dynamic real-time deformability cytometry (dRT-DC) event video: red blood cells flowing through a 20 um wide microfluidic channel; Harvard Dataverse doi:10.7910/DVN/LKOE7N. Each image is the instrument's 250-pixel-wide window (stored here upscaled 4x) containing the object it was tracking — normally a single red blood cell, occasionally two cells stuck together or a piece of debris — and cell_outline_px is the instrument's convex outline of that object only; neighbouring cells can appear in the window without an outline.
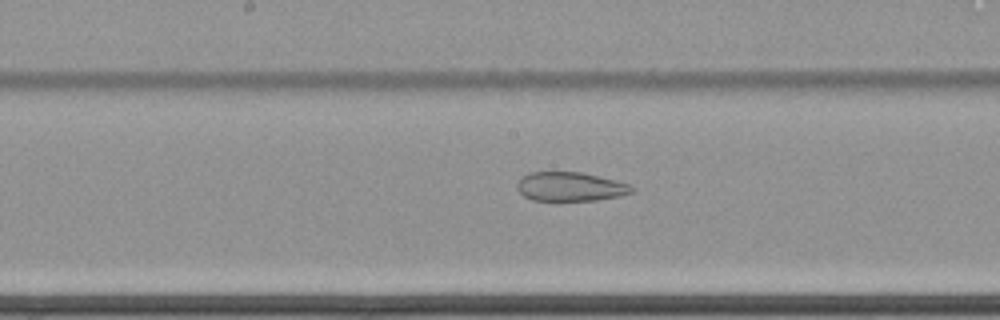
{"species": "common noctule bat (a hibernating species)", "species_latin": "Nyctalus noctula", "temperature_condition": "cold", "stored_images_in_passage": 63, "camera_frame_rate_fps": 3000, "um_per_image_px": 0.085, "animal": {"sex": "female", "body_mass_g": 22.7, "forearm_length_mm": 54.2}, "frame": {"image": 1, "passage_image": 35, "time_ms": 11.333, "image_size_px": [1000, 320], "cell_outline_px": [[636, 188], [632, 192], [620, 196], [596, 200], [532, 200], [524, 196], [516, 188], [516, 184], [528, 172], [580, 172], [632, 184]], "centroid_in_image_um": [48.5, 15.86], "position_along_channel_um": 199.7, "area_um2": 19.36}}
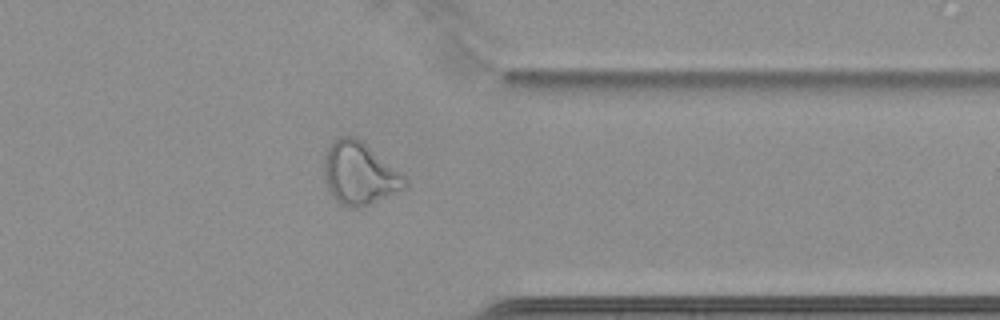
{"frame": {"image": 2, "passage_image": 51, "time_ms": 16.667, "image_size_px": [1000, 320], "cell_outline_px": [[408, 184], [404, 188], [368, 204], [352, 208], [340, 204], [328, 192], [324, 180], [324, 156], [328, 148], [340, 136], [356, 136], [400, 172], [408, 180]], "centroid_in_image_um": [30.51, 14.74], "position_along_channel_um": 380.9, "area_um2": 29.02}}
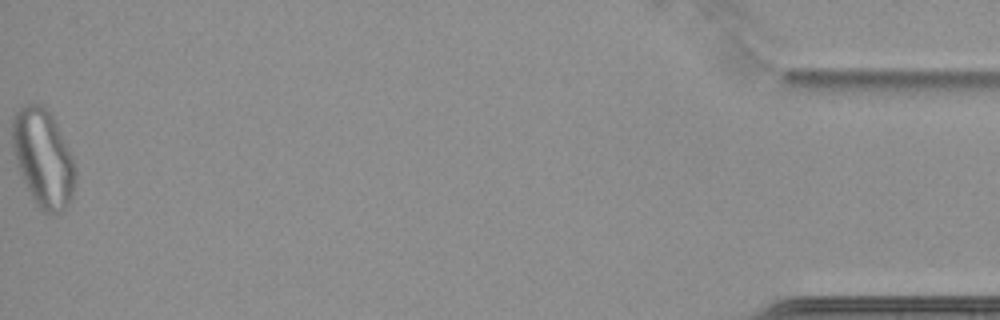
{"frame": {"image": 3, "passage_image": 63, "time_ms": 20.667, "image_size_px": [1000, 320], "cell_outline_px": [[76, 176], [72, 196], [68, 204], [56, 216], [44, 212], [36, 204], [16, 164], [12, 148], [12, 116], [24, 104], [44, 104], [52, 116], [72, 156], [76, 168]], "centroid_in_image_um": [3.66, 13.43], "position_along_channel_um": 431.5, "area_um2": 35.78}}